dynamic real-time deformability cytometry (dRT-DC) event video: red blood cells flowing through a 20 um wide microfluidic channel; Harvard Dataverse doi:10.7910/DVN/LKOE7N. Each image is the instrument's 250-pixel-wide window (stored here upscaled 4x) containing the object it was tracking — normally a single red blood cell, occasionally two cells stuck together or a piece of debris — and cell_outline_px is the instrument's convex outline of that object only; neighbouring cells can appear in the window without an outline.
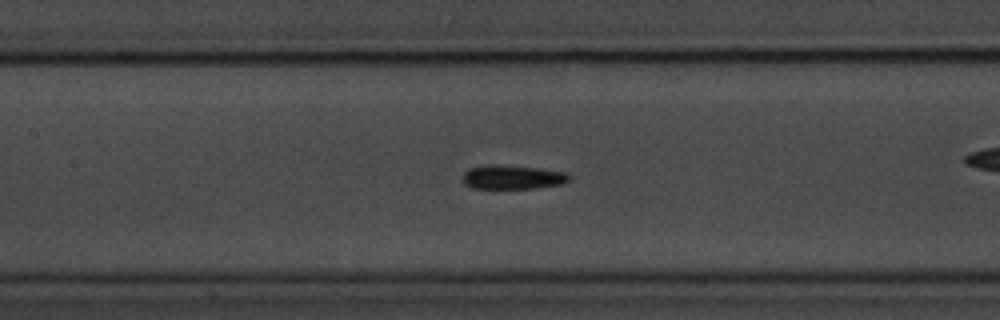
{"species": "common noctule bat (a hibernating species)", "species_latin": "Nyctalus noctula", "temperature_condition": "room temperature", "stored_images_in_passage": 45, "camera_frame_rate_fps": 3000, "um_per_image_px": 0.085, "animal": {"sex": "male", "body_mass_g": 20.1, "forearm_length_mm": 53.5}, "frame": {"image": 1, "passage_image": 14, "time_ms": 4.333, "image_size_px": [1000, 320], "cell_outline_px": [[572, 180], [564, 184], [536, 188], [472, 188], [464, 184], [464, 172], [468, 168], [488, 164], [496, 164], [540, 168], [568, 172], [572, 176]], "centroid_in_image_um": [43.64, 15.05], "position_along_channel_um": 163.8, "area_um2": 15.26}}